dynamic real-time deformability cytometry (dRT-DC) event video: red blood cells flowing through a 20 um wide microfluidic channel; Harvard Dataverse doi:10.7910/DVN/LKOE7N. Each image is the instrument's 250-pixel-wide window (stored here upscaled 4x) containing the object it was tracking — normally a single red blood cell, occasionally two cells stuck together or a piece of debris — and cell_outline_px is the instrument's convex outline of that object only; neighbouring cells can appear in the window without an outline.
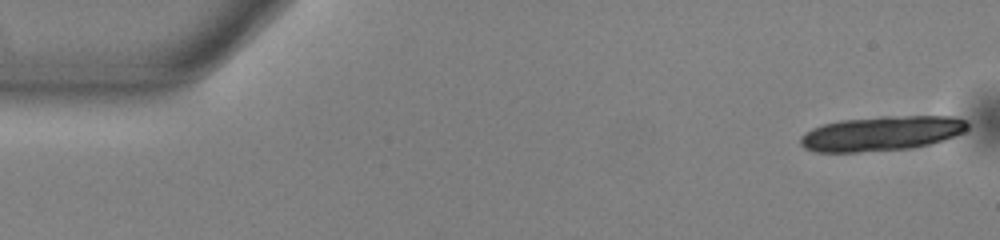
{"species": "common noctule bat (a hibernating species)", "species_latin": "Nyctalus noctula", "temperature_condition": "warm", "stored_images_in_passage": 16, "camera_frame_rate_fps": 3000, "um_per_image_px": 0.085, "animal": {"sex": "male", "body_mass_g": 13.0, "forearm_length_mm": 53.1}, "frame": {"image": 1, "passage_image": 1, "time_ms": 0.0, "image_size_px": [1000, 240], "cell_outline_px": [[968, 128], [964, 132], [944, 140], [912, 148], [856, 152], [812, 152], [804, 148], [800, 144], [800, 136], [804, 132], [812, 128], [824, 124], [840, 120], [880, 116], [952, 116], [964, 120], [968, 124]], "centroid_in_image_um": [74.9, 11.34], "position_along_channel_um": 10.1, "area_um2": 33.99}}